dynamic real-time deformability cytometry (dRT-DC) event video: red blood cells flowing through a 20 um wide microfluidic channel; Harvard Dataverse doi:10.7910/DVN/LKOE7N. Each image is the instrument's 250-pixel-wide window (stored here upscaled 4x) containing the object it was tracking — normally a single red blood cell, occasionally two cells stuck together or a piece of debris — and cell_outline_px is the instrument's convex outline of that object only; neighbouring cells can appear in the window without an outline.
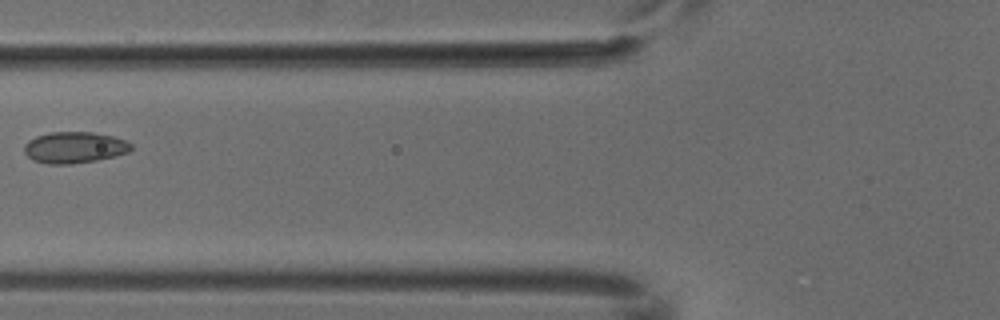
{"species": "common noctule bat (a hibernating species)", "species_latin": "Nyctalus noctula", "temperature_condition": "cold", "stored_images_in_passage": 2, "camera_frame_rate_fps": 3000, "um_per_image_px": 0.085, "animal": {"sex": "male", "body_mass_g": 18.8}, "frame": {"image": 1, "passage_image": 2, "time_ms": 0.333, "image_size_px": [1000, 320], "cell_outline_px": [[132, 148], [128, 152], [116, 156], [96, 160], [68, 164], [48, 164], [32, 160], [24, 152], [24, 144], [28, 140], [36, 136], [48, 132], [92, 132], [112, 136], [124, 140], [132, 144]], "centroid_in_image_um": [6.3, 12.53], "position_along_channel_um": 119.5, "area_um2": 19.54}}